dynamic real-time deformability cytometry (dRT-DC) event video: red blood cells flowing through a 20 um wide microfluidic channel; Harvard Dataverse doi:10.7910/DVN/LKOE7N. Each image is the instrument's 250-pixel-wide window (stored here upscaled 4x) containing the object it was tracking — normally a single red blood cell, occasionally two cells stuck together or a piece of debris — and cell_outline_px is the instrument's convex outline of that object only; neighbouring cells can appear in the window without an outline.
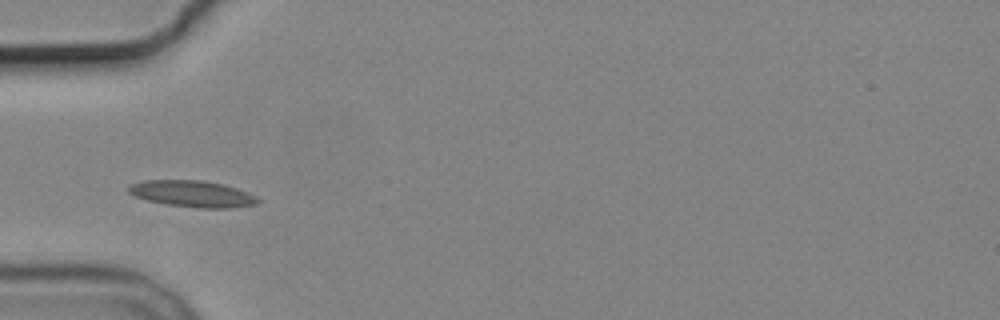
{"species": "common noctule bat (a hibernating species)", "species_latin": "Nyctalus noctula", "temperature_condition": "cold", "stored_images_in_passage": 6, "camera_frame_rate_fps": 3000, "um_per_image_px": 0.085, "animal": {"sex": "male", "body_mass_g": 19.2, "forearm_length_mm": 51.8}, "frame": {"image": 1, "passage_image": 4, "time_ms": 3.667, "image_size_px": [1000, 320], "cell_outline_px": [[260, 200], [256, 204], [228, 208], [200, 208], [168, 204], [148, 200], [136, 196], [128, 192], [128, 188], [132, 184], [144, 180], [204, 180], [224, 184], [248, 192], [256, 196]], "centroid_in_image_um": [16.38, 16.46], "position_along_channel_um": 68.6, "area_um2": 19.77}}
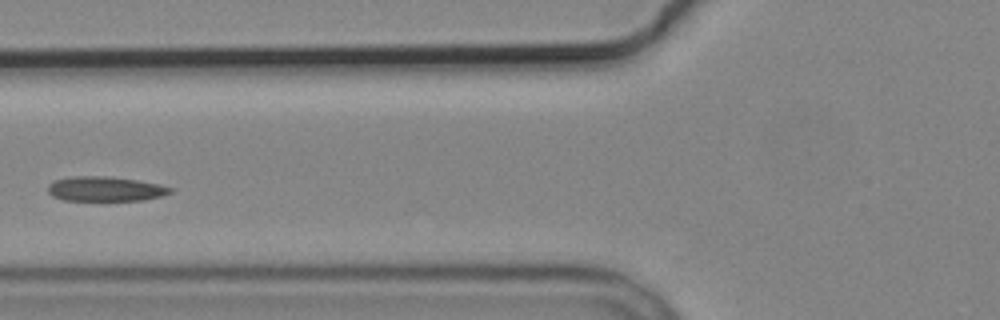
{"frame": {"image": 2, "passage_image": 5, "time_ms": 5.0, "image_size_px": [1000, 320], "cell_outline_px": [[172, 192], [160, 196], [144, 200], [64, 200], [52, 196], [48, 192], [48, 184], [52, 180], [68, 176], [108, 176], [136, 180], [160, 184], [172, 188]], "centroid_in_image_um": [8.9, 16.04], "position_along_channel_um": 116.9, "area_um2": 17.69}}
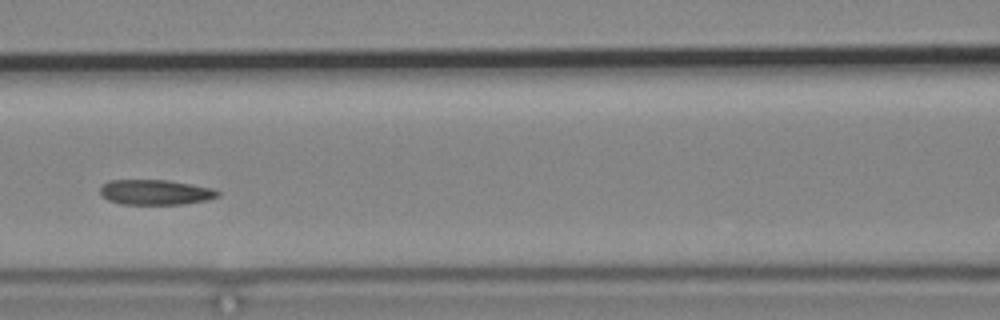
{"frame": {"image": 3, "passage_image": 6, "time_ms": 6.0, "image_size_px": [1000, 320], "cell_outline_px": [[220, 196], [208, 200], [184, 204], [120, 204], [108, 200], [100, 192], [100, 188], [108, 180], [168, 180], [192, 184], [212, 188], [220, 192]], "centroid_in_image_um": [13.24, 16.34], "position_along_channel_um": 153.4, "area_um2": 17.28}}